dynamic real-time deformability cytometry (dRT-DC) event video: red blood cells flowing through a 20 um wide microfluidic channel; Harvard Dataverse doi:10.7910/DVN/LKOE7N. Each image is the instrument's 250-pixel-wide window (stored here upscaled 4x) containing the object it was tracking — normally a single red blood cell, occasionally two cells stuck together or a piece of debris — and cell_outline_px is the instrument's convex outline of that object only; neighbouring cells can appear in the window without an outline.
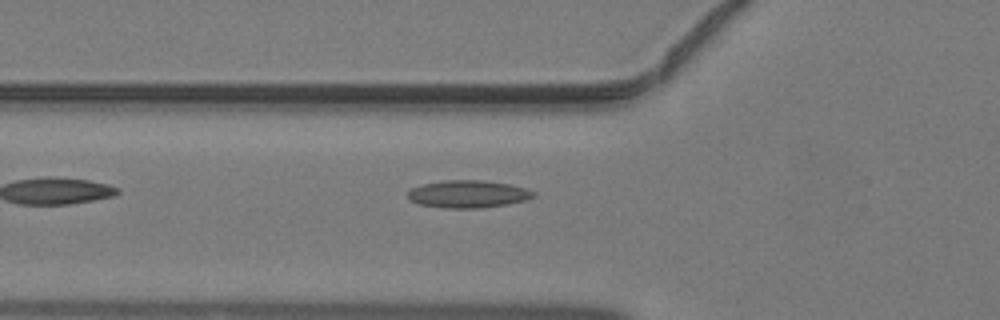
{"species": "common noctule bat (a hibernating species)", "species_latin": "Nyctalus noctula", "temperature_condition": "warm", "stored_images_in_passage": 32, "camera_frame_rate_fps": 3000, "um_per_image_px": 0.085, "animal": {"sex": "male", "body_mass_g": 19.2, "forearm_length_mm": 51.8}, "frame": {"image": 1, "passage_image": 2, "time_ms": 0.333, "image_size_px": [1000, 320], "cell_outline_px": [[536, 196], [528, 200], [508, 204], [480, 208], [444, 208], [420, 204], [412, 200], [408, 196], [408, 192], [412, 188], [424, 184], [444, 180], [484, 180], [508, 184], [524, 188], [536, 192]], "centroid_in_image_um": [39.84, 16.49], "position_along_channel_um": 86.0, "area_um2": 20.06}}
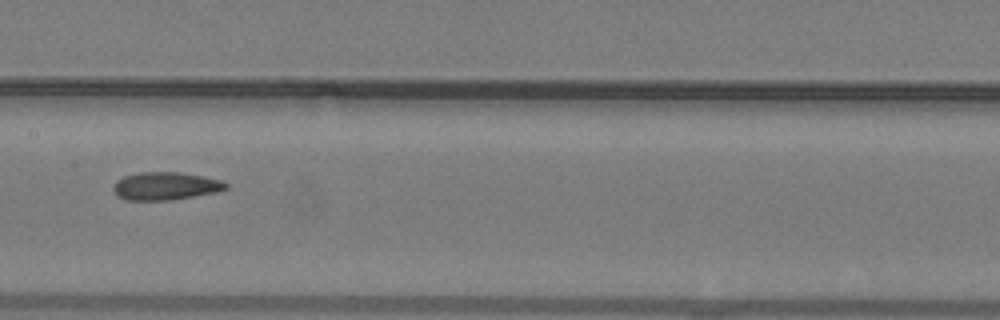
{"frame": {"image": 2, "passage_image": 9, "time_ms": 2.667, "image_size_px": [1000, 320], "cell_outline_px": [[228, 188], [216, 192], [172, 200], [124, 200], [116, 196], [112, 188], [116, 180], [124, 176], [140, 172], [180, 172], [220, 180], [228, 184]], "centroid_in_image_um": [14.02, 15.82], "position_along_channel_um": 193.4, "area_um2": 18.32}}
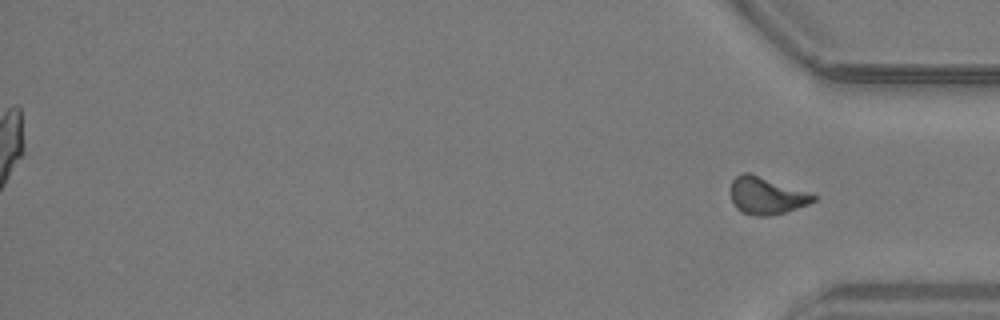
{"frame": {"image": 3, "passage_image": 32, "time_ms": 10.333, "image_size_px": [1000, 320], "cell_outline_px": [[816, 200], [808, 204], [784, 212], [768, 216], [756, 216], [740, 212], [736, 208], [728, 192], [732, 180], [736, 176], [744, 172], [748, 172], [816, 196]], "centroid_in_image_um": [65.05, 16.65], "position_along_channel_um": 370.2, "area_um2": 17.63}}